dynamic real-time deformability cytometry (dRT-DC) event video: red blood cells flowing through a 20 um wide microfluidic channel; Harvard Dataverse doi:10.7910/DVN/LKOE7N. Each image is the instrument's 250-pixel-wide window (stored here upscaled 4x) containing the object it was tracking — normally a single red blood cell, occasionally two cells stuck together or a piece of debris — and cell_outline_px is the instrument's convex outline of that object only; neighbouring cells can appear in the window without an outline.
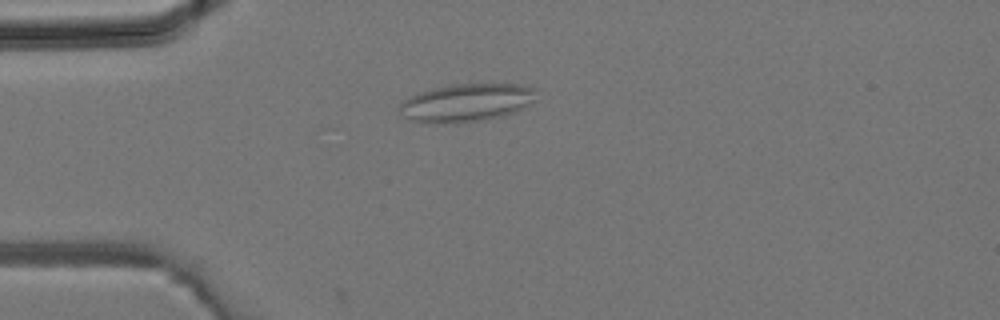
{"species": "common noctule bat (a hibernating species)", "species_latin": "Nyctalus noctula", "temperature_condition": "room temperature", "stored_images_in_passage": 24, "camera_frame_rate_fps": 3000, "um_per_image_px": 0.085, "animal": {"sex": "male", "body_mass_g": 19.2, "forearm_length_mm": 51.8}, "frame": {"image": 1, "passage_image": 1, "time_ms": 0.0, "image_size_px": [1000, 320], "cell_outline_px": [[536, 100], [524, 108], [516, 112], [504, 116], [480, 120], [436, 124], [408, 120], [404, 116], [400, 108], [400, 104], [408, 96], [432, 88], [452, 84], [524, 84], [536, 88]], "centroid_in_image_um": [39.69, 8.72], "position_along_channel_um": 45.3, "area_um2": 30.52}}
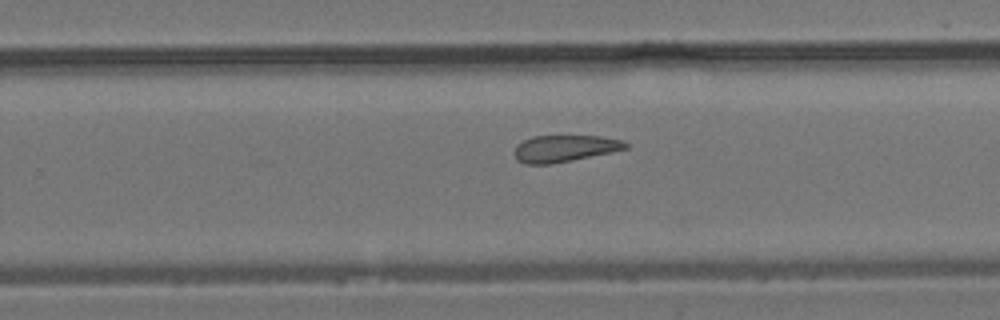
{"frame": {"image": 2, "passage_image": 15, "time_ms": 4.667, "image_size_px": [1000, 320], "cell_outline_px": [[628, 148], [612, 152], [572, 160], [548, 164], [524, 164], [516, 160], [512, 152], [516, 144], [532, 136], [600, 136], [624, 140], [628, 144]], "centroid_in_image_um": [47.95, 12.62], "position_along_channel_um": 281.8, "area_um2": 17.51}}
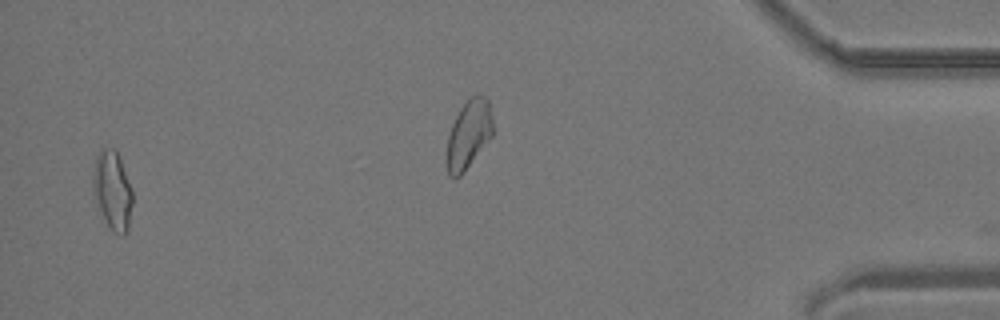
{"frame": {"image": 3, "passage_image": 23, "time_ms": 7.333, "image_size_px": [1000, 320], "cell_outline_px": [[132, 204], [128, 232], [124, 236], [120, 236], [112, 232], [100, 212], [92, 192], [92, 176], [96, 156], [100, 148], [116, 148], [132, 188]], "centroid_in_image_um": [9.56, 16.2], "position_along_channel_um": 425.6, "area_um2": 18.61}}